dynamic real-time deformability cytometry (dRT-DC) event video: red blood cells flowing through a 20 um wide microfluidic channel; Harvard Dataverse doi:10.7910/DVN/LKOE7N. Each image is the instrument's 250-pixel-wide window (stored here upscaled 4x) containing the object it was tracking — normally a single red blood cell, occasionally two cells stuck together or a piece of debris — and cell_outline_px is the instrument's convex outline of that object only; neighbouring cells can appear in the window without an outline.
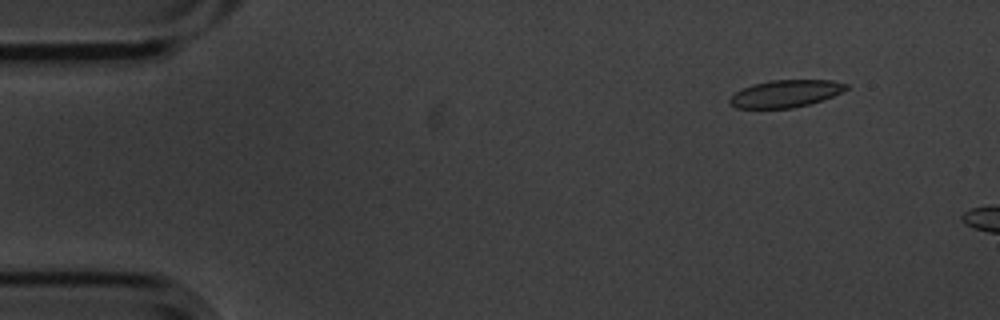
{"species": "common noctule bat (a hibernating species)", "species_latin": "Nyctalus noctula", "temperature_condition": "cold", "stored_images_in_passage": 4, "camera_frame_rate_fps": 3000, "um_per_image_px": 0.085, "animal": {"sex": "male", "body_mass_g": 20.1, "forearm_length_mm": 53.5}, "frame": {"image": 1, "passage_image": 2, "time_ms": 0.333, "image_size_px": [1000, 320], "cell_outline_px": [[848, 88], [832, 96], [808, 104], [792, 108], [736, 108], [728, 104], [728, 100], [736, 92], [752, 84], [772, 80], [832, 80], [848, 84]], "centroid_in_image_um": [66.74, 7.95], "position_along_channel_um": 18.3, "area_um2": 18.32}}